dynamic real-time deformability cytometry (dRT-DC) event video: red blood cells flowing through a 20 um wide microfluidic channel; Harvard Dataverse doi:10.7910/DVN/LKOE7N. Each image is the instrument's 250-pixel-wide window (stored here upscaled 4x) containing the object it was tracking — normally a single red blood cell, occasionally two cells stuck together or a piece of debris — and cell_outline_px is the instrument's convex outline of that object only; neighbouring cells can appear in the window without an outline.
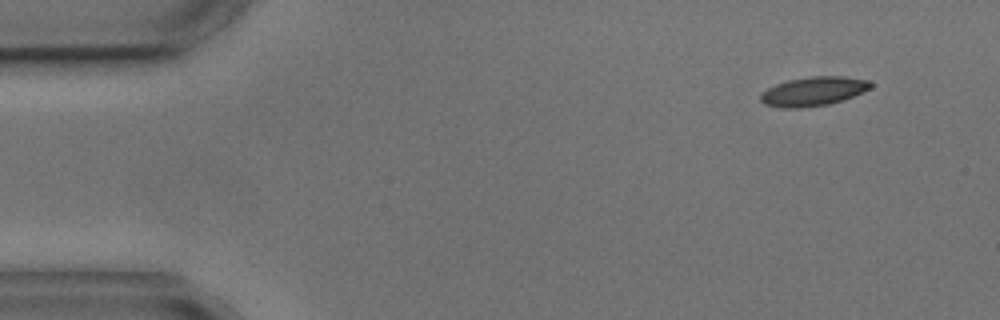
{"species": "common noctule bat (a hibernating species)", "species_latin": "Nyctalus noctula", "temperature_condition": "cold", "stored_images_in_passage": 4, "segment_of_instrument_passage": [1, 2], "camera_frame_rate_fps": 3000, "um_per_image_px": 0.085, "animal": {"sex": "male", "body_mass_g": 17.9, "forearm_length_mm": 54.2}, "frame": {"image": 1, "passage_image": 1, "time_ms": 0.0, "image_size_px": [1000, 320], "cell_outline_px": [[872, 88], [852, 96], [828, 104], [800, 108], [784, 108], [764, 104], [760, 100], [760, 96], [768, 88], [776, 84], [788, 80], [812, 76], [844, 76], [868, 80], [872, 84]], "centroid_in_image_um": [69.14, 7.76], "position_along_channel_um": 15.9, "area_um2": 18.44}}